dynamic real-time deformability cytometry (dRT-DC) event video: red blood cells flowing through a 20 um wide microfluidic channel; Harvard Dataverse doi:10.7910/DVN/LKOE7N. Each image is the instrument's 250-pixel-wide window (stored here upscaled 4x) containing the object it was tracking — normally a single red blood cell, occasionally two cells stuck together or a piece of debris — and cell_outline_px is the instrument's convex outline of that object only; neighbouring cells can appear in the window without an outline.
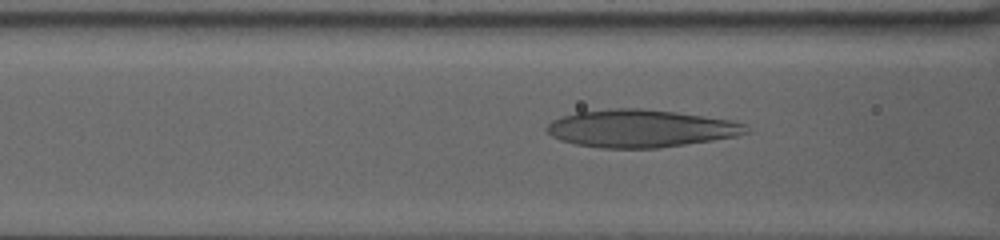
{"species": "human", "species_latin": "Homo sapiens", "temperature_condition": "warm", "stored_images_in_passage": 35, "camera_frame_rate_fps": 3000, "um_per_image_px": 0.085, "donor": {"sex": "female"}, "frame": {"image": 1, "passage_image": 35, "time_ms": 11.333, "image_size_px": [1000, 240], "cell_outline_px": [[752, 132], [736, 136], [712, 140], [656, 148], [600, 148], [576, 144], [560, 140], [552, 136], [544, 128], [552, 120], [576, 112], [616, 108], [640, 108], [672, 112], [732, 120], [744, 124]], "centroid_in_image_um": [54.44, 10.92], "position_along_channel_um": 112.2, "area_um2": 43.41}}